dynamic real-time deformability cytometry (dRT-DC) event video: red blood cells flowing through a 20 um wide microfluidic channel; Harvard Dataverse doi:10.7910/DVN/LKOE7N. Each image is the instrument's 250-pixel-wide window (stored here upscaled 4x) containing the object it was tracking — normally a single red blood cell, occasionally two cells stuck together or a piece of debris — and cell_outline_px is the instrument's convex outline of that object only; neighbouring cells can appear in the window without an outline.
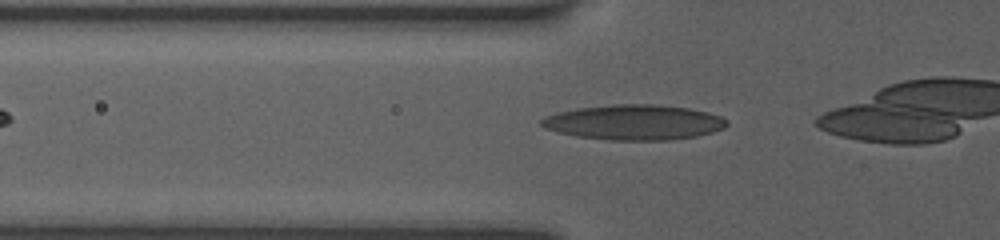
{"species": "human", "species_latin": "Homo sapiens", "temperature_condition": "room temperature", "stored_images_in_passage": 7, "camera_frame_rate_fps": 3000, "um_per_image_px": 0.085, "donor": {"sex": "female"}, "frame": {"image": 1, "passage_image": 2, "time_ms": 0.333, "image_size_px": [1000, 240], "cell_outline_px": [[728, 124], [724, 128], [712, 132], [696, 136], [668, 140], [608, 140], [576, 136], [544, 128], [540, 124], [540, 120], [544, 116], [556, 112], [576, 108], [612, 104], [652, 104], [688, 108], [708, 112], [720, 116], [728, 120]], "centroid_in_image_um": [53.88, 10.39], "position_along_channel_um": 71.9, "area_um2": 38.09}}
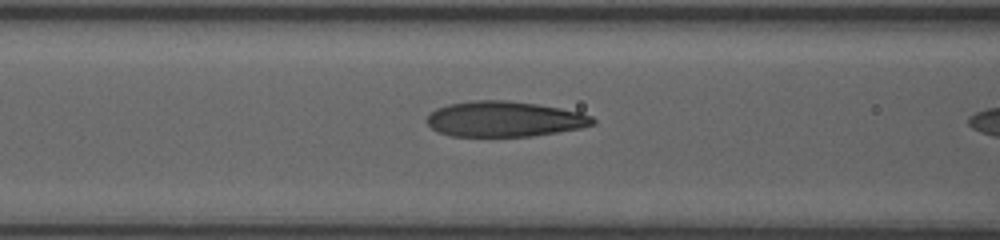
{"frame": {"image": 2, "passage_image": 6, "time_ms": 1.667, "image_size_px": [1000, 240], "cell_outline_px": [[596, 124], [580, 128], [532, 136], [452, 136], [440, 132], [432, 128], [428, 124], [428, 116], [436, 108], [448, 104], [472, 100], [508, 100], [536, 104], [560, 108], [580, 112], [592, 116], [596, 120]], "centroid_in_image_um": [42.9, 10.11], "position_along_channel_um": 123.7, "area_um2": 34.16}}